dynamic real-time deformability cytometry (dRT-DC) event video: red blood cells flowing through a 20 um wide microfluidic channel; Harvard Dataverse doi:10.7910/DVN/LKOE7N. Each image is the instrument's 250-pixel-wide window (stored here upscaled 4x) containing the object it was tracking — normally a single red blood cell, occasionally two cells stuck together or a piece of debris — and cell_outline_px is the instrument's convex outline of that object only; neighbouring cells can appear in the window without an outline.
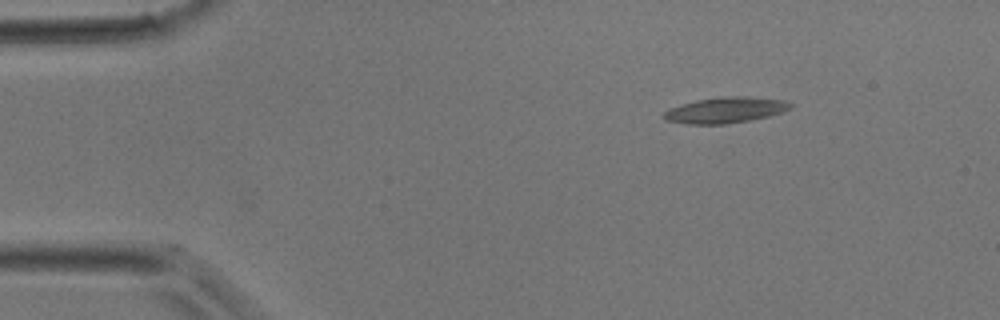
{"species": "common noctule bat (a hibernating species)", "species_latin": "Nyctalus noctula", "temperature_condition": "room temperature", "stored_images_in_passage": 35, "camera_frame_rate_fps": 3000, "um_per_image_px": 0.085, "animal": {"sex": "male", "body_mass_g": 17.9}, "frame": {"image": 1, "passage_image": 1, "time_ms": 0.0, "image_size_px": [1000, 320], "cell_outline_px": [[792, 108], [784, 112], [752, 120], [724, 124], [688, 124], [664, 120], [660, 116], [664, 112], [680, 104], [696, 100], [720, 96], [744, 96], [788, 100], [792, 104]], "centroid_in_image_um": [61.68, 9.35], "position_along_channel_um": 23.3, "area_um2": 19.36}}
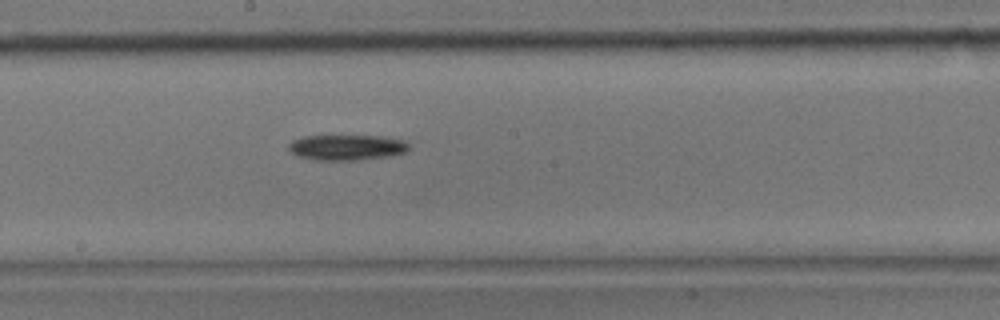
{"frame": {"image": 2, "passage_image": 17, "time_ms": 5.333, "image_size_px": [1000, 320], "cell_outline_px": [[408, 148], [404, 152], [388, 156], [356, 160], [316, 160], [296, 156], [288, 152], [288, 144], [292, 140], [304, 136], [384, 136], [404, 140], [408, 144]], "centroid_in_image_um": [29.41, 12.53], "position_along_channel_um": 218.8, "area_um2": 17.92}}
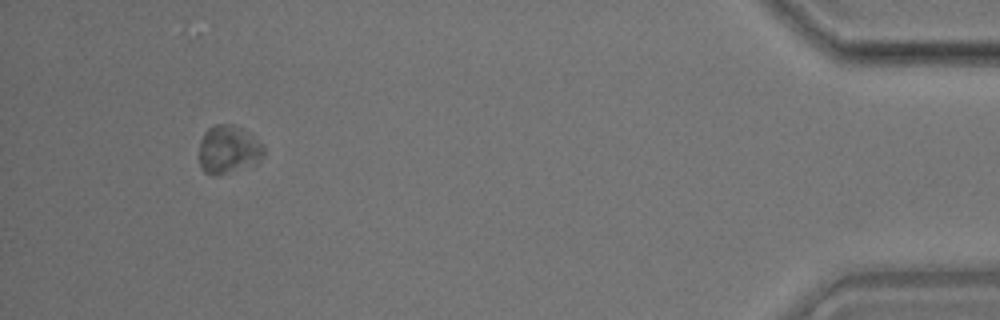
{"frame": {"image": 3, "passage_image": 33, "time_ms": 10.667, "image_size_px": [1000, 320], "cell_outline_px": [[264, 156], [260, 160], [216, 176], [212, 176], [204, 172], [200, 168], [200, 140], [204, 132], [208, 128], [216, 124], [232, 124], [240, 128], [264, 144]], "centroid_in_image_um": [19.38, 12.69], "position_along_channel_um": 415.8, "area_um2": 17.86}}